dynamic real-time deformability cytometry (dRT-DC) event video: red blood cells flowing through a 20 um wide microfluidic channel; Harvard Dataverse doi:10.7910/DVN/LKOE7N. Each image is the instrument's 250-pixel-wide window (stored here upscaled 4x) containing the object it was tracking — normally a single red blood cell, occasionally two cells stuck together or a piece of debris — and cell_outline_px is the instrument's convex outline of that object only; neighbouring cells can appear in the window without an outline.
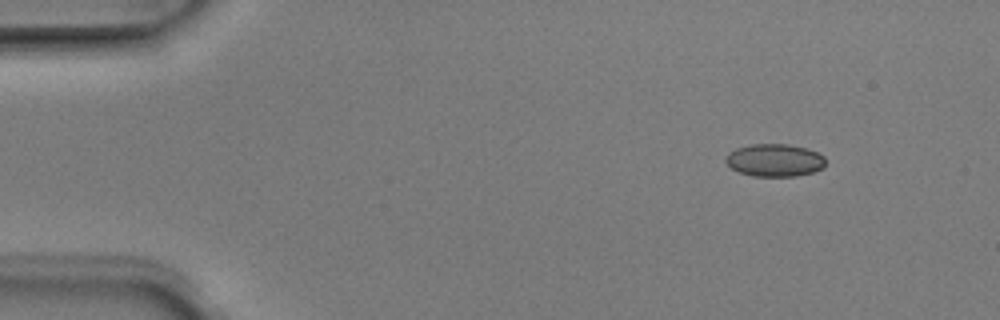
{"species": "Egyptian fruit bat (a non-hibernating species)", "species_latin": "Rousettus aegyptiacus", "temperature_condition": "room temperature", "stored_images_in_passage": 6, "camera_frame_rate_fps": 3000, "um_per_image_px": 0.085, "animal": {"sex": "male"}, "frame": {"image": 1, "passage_image": 1, "time_ms": 0.0, "image_size_px": [1000, 320], "cell_outline_px": [[824, 168], [812, 172], [796, 176], [752, 176], [740, 172], [732, 168], [724, 160], [728, 152], [736, 148], [752, 144], [788, 144], [804, 148], [816, 152], [824, 156]], "centroid_in_image_um": [65.82, 13.62], "position_along_channel_um": 19.2, "area_um2": 18.9}}
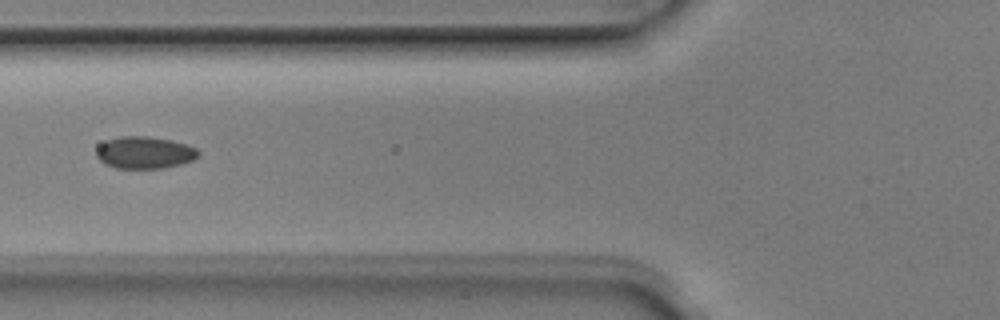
{"frame": {"image": 2, "passage_image": 4, "time_ms": 1.0, "image_size_px": [1000, 320], "cell_outline_px": [[200, 156], [192, 160], [180, 164], [164, 168], [116, 168], [104, 164], [96, 156], [96, 152], [100, 144], [108, 140], [120, 136], [148, 136], [172, 140], [196, 148], [200, 152]], "centroid_in_image_um": [12.29, 12.97], "position_along_channel_um": 113.5, "area_um2": 19.07}}
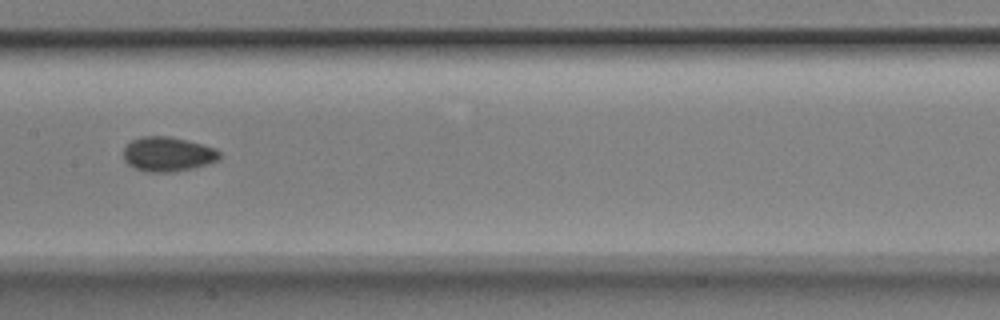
{"frame": {"image": 3, "passage_image": 6, "time_ms": 1.667, "image_size_px": [1000, 320], "cell_outline_px": [[220, 160], [208, 164], [192, 168], [172, 172], [144, 172], [128, 164], [124, 160], [124, 148], [132, 140], [144, 136], [172, 136], [204, 144], [216, 148], [220, 152]], "centroid_in_image_um": [14.3, 13.1], "position_along_channel_um": 193.1, "area_um2": 19.54}}